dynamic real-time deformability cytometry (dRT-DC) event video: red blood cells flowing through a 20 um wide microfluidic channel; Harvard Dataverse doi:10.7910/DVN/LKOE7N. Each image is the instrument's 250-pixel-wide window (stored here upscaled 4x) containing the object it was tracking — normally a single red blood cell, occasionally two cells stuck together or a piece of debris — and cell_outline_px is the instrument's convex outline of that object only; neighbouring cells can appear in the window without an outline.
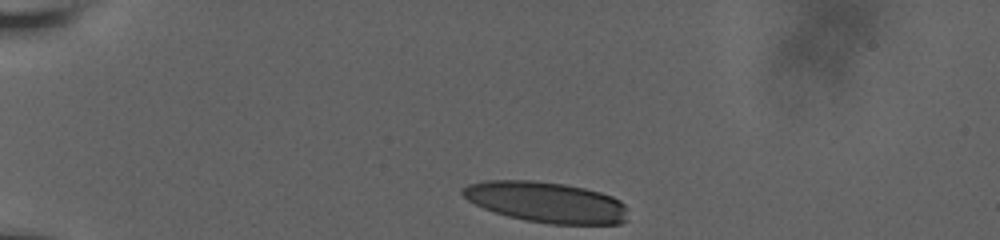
{"species": "human", "species_latin": "Homo sapiens", "temperature_condition": "room temperature", "stored_images_in_passage": 20, "camera_frame_rate_fps": 3000, "um_per_image_px": 0.085, "donor": {"sex": "male"}, "frame": {"image": 1, "passage_image": 1, "time_ms": 0.0, "image_size_px": [1000, 240], "cell_outline_px": [[628, 220], [620, 224], [548, 224], [524, 220], [508, 216], [484, 208], [468, 200], [460, 192], [468, 184], [488, 180], [532, 180], [564, 184], [584, 188], [600, 192], [612, 196], [620, 200], [624, 204]], "centroid_in_image_um": [46.46, 17.19], "position_along_channel_um": 38.5, "area_um2": 39.19}}
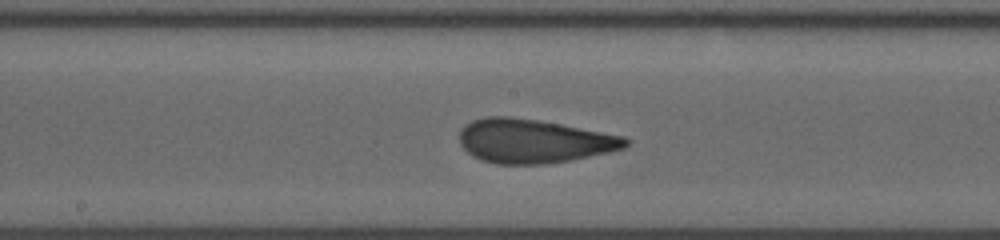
{"frame": {"image": 2, "passage_image": 12, "time_ms": 3.667, "image_size_px": [1000, 240], "cell_outline_px": [[632, 140], [624, 148], [612, 152], [568, 160], [544, 164], [496, 164], [480, 160], [472, 156], [460, 144], [460, 128], [464, 124], [472, 120], [484, 116], [508, 116], [536, 120], [560, 124], [624, 136]], "centroid_in_image_um": [45.34, 11.99], "position_along_channel_um": 202.9, "area_um2": 42.6}}
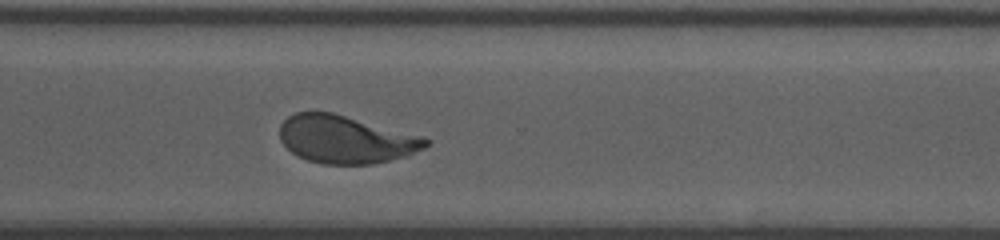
{"frame": {"image": 3, "passage_image": 20, "time_ms": 6.333, "image_size_px": [1000, 240], "cell_outline_px": [[428, 144], [424, 148], [408, 156], [372, 164], [324, 164], [308, 160], [296, 156], [280, 140], [280, 124], [288, 116], [296, 112], [332, 112], [424, 136], [428, 140]], "centroid_in_image_um": [29.39, 11.85], "position_along_channel_um": 341.2, "area_um2": 40.75}}